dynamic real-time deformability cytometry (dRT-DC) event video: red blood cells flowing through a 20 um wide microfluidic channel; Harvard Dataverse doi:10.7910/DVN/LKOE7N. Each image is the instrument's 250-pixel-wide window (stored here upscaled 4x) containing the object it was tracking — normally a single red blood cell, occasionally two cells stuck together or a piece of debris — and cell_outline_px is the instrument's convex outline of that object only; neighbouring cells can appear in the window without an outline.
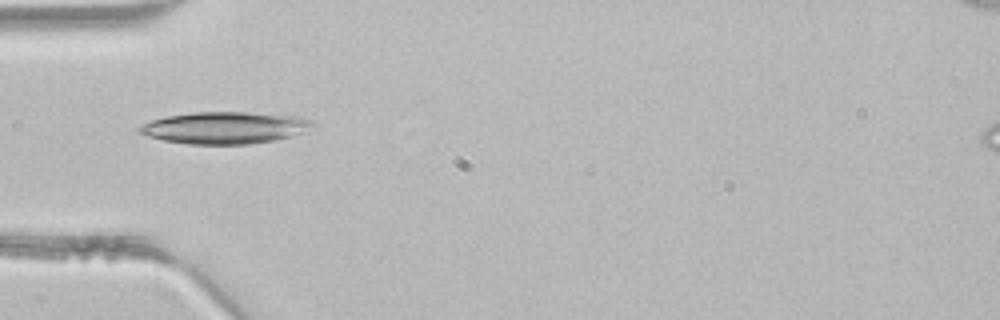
{"species": "common noctule bat (a hibernating species)", "species_latin": "Nyctalus noctula", "temperature_condition": "room temperature", "stored_images_in_passage": 4, "camera_frame_rate_fps": 3000, "um_per_image_px": 0.085, "animal": {"sex": "male", "body_mass_g": 21.5, "forearm_length_mm": 52.0}, "frame": {"image": 1, "passage_image": 4, "time_ms": 1.0, "image_size_px": [1000, 320], "cell_outline_px": [[316, 124], [304, 132], [272, 140], [248, 144], [188, 144], [164, 140], [148, 136], [136, 132], [136, 128], [152, 120], [168, 116], [196, 112], [244, 112], [292, 116], [312, 120]], "centroid_in_image_um": [19.06, 10.86], "position_along_channel_um": 65.9, "area_um2": 31.79}}